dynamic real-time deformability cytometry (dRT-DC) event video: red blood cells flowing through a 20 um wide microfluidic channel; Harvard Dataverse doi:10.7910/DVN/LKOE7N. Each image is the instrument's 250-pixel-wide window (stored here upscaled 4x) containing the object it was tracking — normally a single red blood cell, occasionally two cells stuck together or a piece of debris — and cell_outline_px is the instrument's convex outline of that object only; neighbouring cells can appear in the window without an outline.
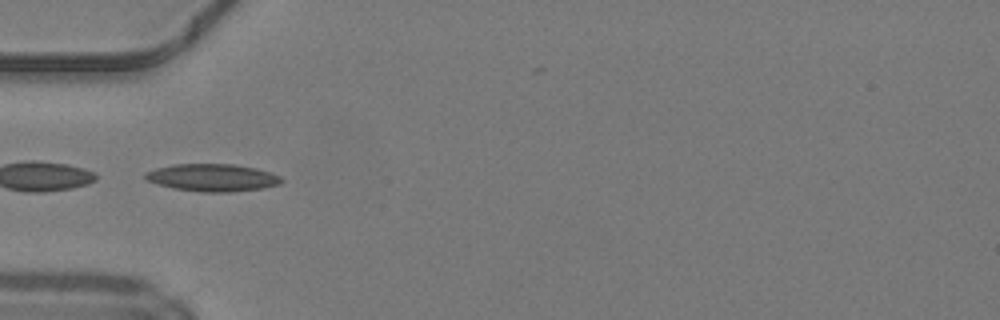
{"species": "common noctule bat (a hibernating species)", "species_latin": "Nyctalus noctula", "temperature_condition": "warm", "stored_images_in_passage": 23, "camera_frame_rate_fps": 3000, "um_per_image_px": 0.085, "animal": {"sex": "male", "body_mass_g": 19.2, "forearm_length_mm": 51.8}, "frame": {"image": 1, "passage_image": 1, "time_ms": 0.0, "image_size_px": [1000, 320], "cell_outline_px": [[284, 180], [280, 184], [260, 188], [232, 192], [204, 192], [172, 188], [148, 180], [144, 176], [144, 172], [156, 168], [172, 164], [236, 164], [256, 168], [272, 172], [280, 176]], "centroid_in_image_um": [18.08, 15.09], "position_along_channel_um": 66.9, "area_um2": 21.79}}
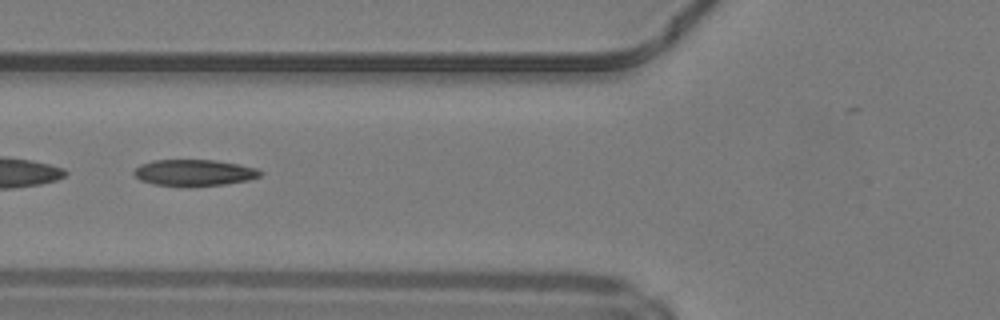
{"frame": {"image": 2, "passage_image": 4, "time_ms": 1.0, "image_size_px": [1000, 320], "cell_outline_px": [[264, 172], [260, 176], [248, 180], [224, 184], [152, 184], [140, 180], [132, 172], [140, 164], [152, 160], [216, 160], [240, 164], [256, 168]], "centroid_in_image_um": [16.52, 14.64], "position_along_channel_um": 109.3, "area_um2": 18.84}}
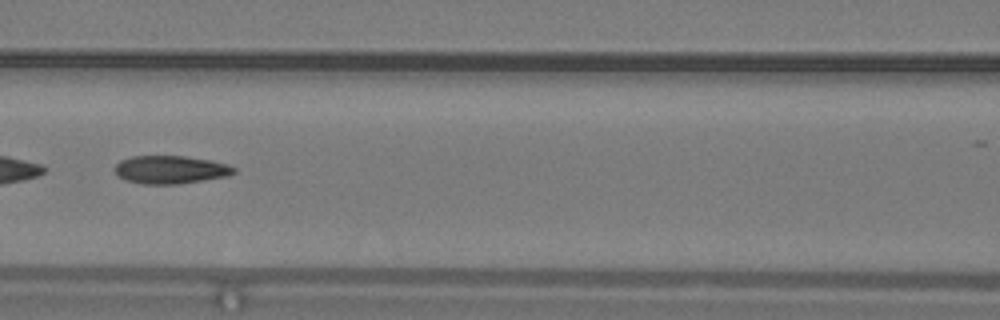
{"frame": {"image": 3, "passage_image": 7, "time_ms": 2.0, "image_size_px": [1000, 320], "cell_outline_px": [[236, 172], [228, 176], [176, 184], [140, 184], [124, 180], [116, 172], [116, 164], [120, 160], [132, 156], [184, 156], [212, 160], [228, 164], [236, 168]], "centroid_in_image_um": [14.51, 14.42], "position_along_channel_um": 152.1, "area_um2": 19.48}, "authors_computed_cell_mechanics": {"area_um2": 19.4786, "velocity_mm_per_s": 4.2514, "shape_relaxation_time_tau1_ms": 9.8879, "shape_relaxation_time_tau2_ms": 2.3218, "deformation_change_tau1": 0.2567, "deformation_change_tau2": 0.1}}